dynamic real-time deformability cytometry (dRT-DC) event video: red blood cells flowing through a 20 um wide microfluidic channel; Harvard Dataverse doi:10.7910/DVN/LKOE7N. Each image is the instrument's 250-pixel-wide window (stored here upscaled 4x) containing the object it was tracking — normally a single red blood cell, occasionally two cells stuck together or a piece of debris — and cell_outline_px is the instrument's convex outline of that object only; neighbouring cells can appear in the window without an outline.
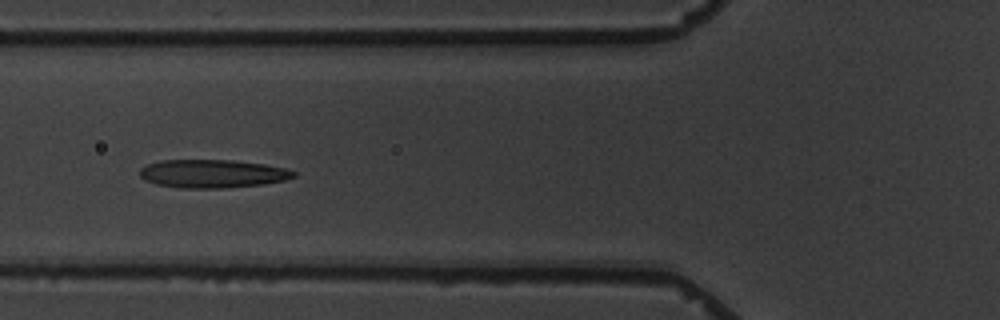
{"species": "common noctule bat (a hibernating species)", "species_latin": "Nyctalus noctula", "temperature_condition": "warm", "stored_images_in_passage": 5, "camera_frame_rate_fps": 3000, "um_per_image_px": 0.085, "animal": {"sex": "male", "body_mass_g": 19.5, "forearm_length_mm": 54.6}, "frame": {"image": 1, "passage_image": 5, "time_ms": 4.667, "image_size_px": [1000, 320], "cell_outline_px": [[296, 176], [284, 180], [264, 184], [224, 188], [180, 188], [156, 184], [144, 180], [140, 176], [140, 168], [148, 164], [160, 160], [232, 160], [264, 164], [284, 168], [296, 172]], "centroid_in_image_um": [18.04, 14.76], "position_along_channel_um": 107.8, "area_um2": 25.37}}